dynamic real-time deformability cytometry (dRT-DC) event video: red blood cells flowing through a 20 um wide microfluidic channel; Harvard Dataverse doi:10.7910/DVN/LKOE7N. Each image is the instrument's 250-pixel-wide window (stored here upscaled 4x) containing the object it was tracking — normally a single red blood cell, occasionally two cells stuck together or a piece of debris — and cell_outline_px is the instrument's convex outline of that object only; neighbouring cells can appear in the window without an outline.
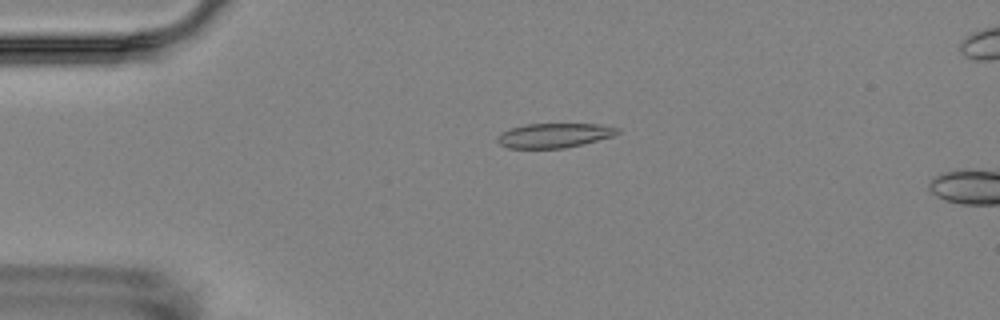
{"species": "Egyptian fruit bat (a non-hibernating species)", "species_latin": "Rousettus aegyptiacus", "temperature_condition": "room temperature", "stored_images_in_passage": 4, "camera_frame_rate_fps": 3000, "um_per_image_px": 0.085, "animal": {"sex": "female"}, "frame": {"image": 1, "passage_image": 3, "time_ms": 2.333, "image_size_px": [1000, 320], "cell_outline_px": [[620, 132], [612, 136], [564, 148], [508, 148], [500, 144], [496, 140], [496, 136], [512, 128], [528, 124], [596, 124], [620, 128]], "centroid_in_image_um": [47.09, 11.51], "position_along_channel_um": 37.9, "area_um2": 16.82}}